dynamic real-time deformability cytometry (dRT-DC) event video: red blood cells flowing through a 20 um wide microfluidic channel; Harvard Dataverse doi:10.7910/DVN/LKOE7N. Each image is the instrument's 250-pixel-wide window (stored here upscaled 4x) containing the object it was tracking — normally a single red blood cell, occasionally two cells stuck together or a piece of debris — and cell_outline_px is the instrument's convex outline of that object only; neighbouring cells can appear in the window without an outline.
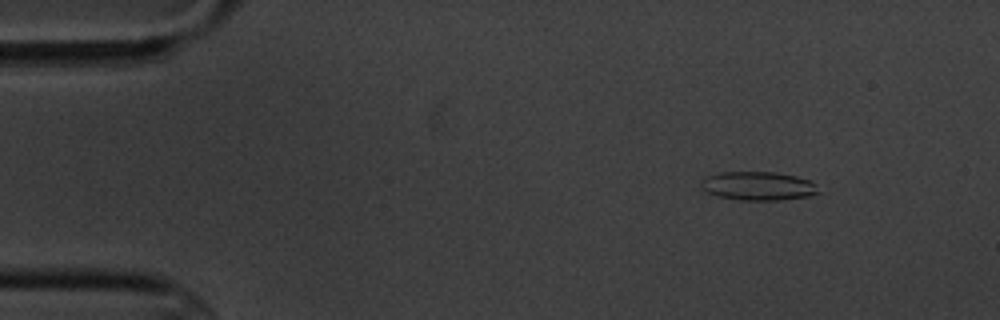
{"species": "common noctule bat (a hibernating species)", "species_latin": "Nyctalus noctula", "temperature_condition": "cold", "stored_images_in_passage": 5, "camera_frame_rate_fps": 3000, "um_per_image_px": 0.085, "animal": {"sex": "male", "body_mass_g": 20.1, "forearm_length_mm": 53.5}, "frame": {"image": 1, "passage_image": 2, "time_ms": 1.0, "image_size_px": [1000, 320], "cell_outline_px": [[820, 192], [808, 196], [780, 200], [740, 200], [720, 196], [708, 192], [700, 184], [708, 176], [720, 172], [776, 172], [796, 176], [808, 180], [816, 184]], "centroid_in_image_um": [64.49, 15.8], "position_along_channel_um": 20.5, "area_um2": 19.36}}
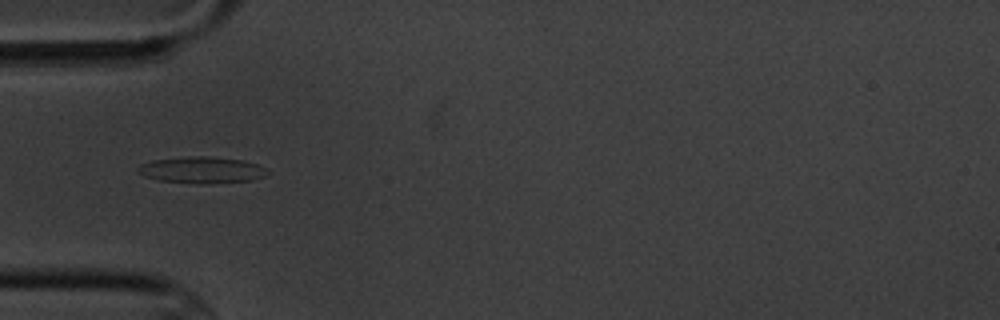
{"frame": {"image": 2, "passage_image": 5, "time_ms": 4.667, "image_size_px": [1000, 320], "cell_outline_px": [[268, 172], [264, 176], [252, 180], [200, 184], [196, 184], [160, 180], [144, 176], [136, 172], [136, 168], [140, 164], [152, 160], [188, 156], [208, 156], [240, 160], [256, 164], [264, 168]], "centroid_in_image_um": [17.07, 14.45], "position_along_channel_um": 67.9, "area_um2": 19.88}}